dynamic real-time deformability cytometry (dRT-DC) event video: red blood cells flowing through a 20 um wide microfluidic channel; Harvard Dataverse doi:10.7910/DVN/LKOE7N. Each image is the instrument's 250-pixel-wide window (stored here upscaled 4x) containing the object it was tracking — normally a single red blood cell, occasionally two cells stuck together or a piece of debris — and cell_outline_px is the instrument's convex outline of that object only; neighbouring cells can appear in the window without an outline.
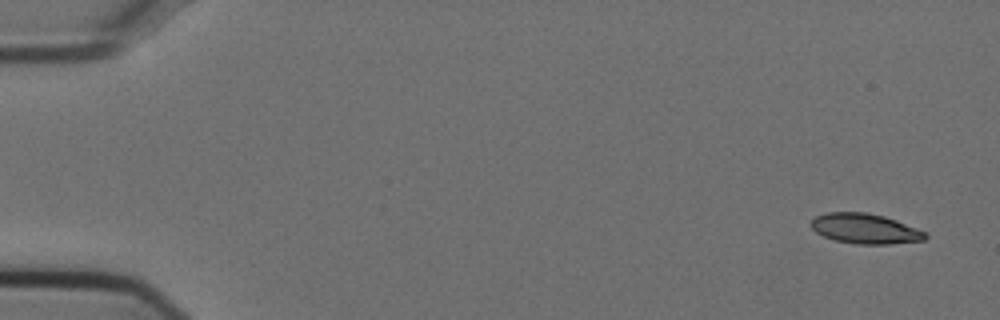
{"species": "Egyptian fruit bat (a non-hibernating species)", "species_latin": "Rousettus aegyptiacus", "temperature_condition": "cold", "stored_images_in_passage": 12, "camera_frame_rate_fps": 3000, "um_per_image_px": 0.085, "animal": {"sex": "female"}, "frame": {"image": 1, "passage_image": 2, "time_ms": 0.333, "image_size_px": [1000, 320], "cell_outline_px": [[928, 236], [924, 240], [888, 244], [856, 244], [836, 240], [824, 236], [816, 232], [812, 228], [812, 220], [816, 216], [828, 212], [864, 212], [884, 216], [896, 220], [924, 232]], "centroid_in_image_um": [73.52, 19.43], "position_along_channel_um": 11.5, "area_um2": 19.71}}